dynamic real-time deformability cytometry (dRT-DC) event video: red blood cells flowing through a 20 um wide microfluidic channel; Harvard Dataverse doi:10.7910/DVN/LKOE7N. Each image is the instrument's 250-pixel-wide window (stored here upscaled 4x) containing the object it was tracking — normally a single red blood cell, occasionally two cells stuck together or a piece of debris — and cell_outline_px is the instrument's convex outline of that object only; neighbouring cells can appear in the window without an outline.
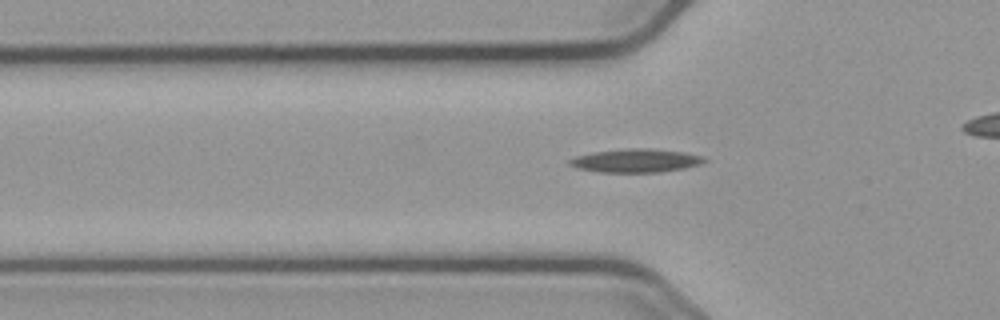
{"species": "common noctule bat (a hibernating species)", "species_latin": "Nyctalus noctula", "temperature_condition": "cold", "stored_images_in_passage": 29, "camera_frame_rate_fps": 3000, "um_per_image_px": 0.085, "animal": {"sex": "male", "body_mass_g": 23.1, "forearm_length_mm": 52.7}, "frame": {"image": 1, "passage_image": 2, "time_ms": 0.333, "image_size_px": [1000, 320], "cell_outline_px": [[708, 160], [700, 164], [684, 168], [660, 172], [600, 172], [576, 168], [568, 164], [568, 160], [576, 156], [592, 152], [628, 148], [648, 148], [684, 152], [704, 156]], "centroid_in_image_um": [54.04, 13.65], "position_along_channel_um": 71.8, "area_um2": 18.5}}
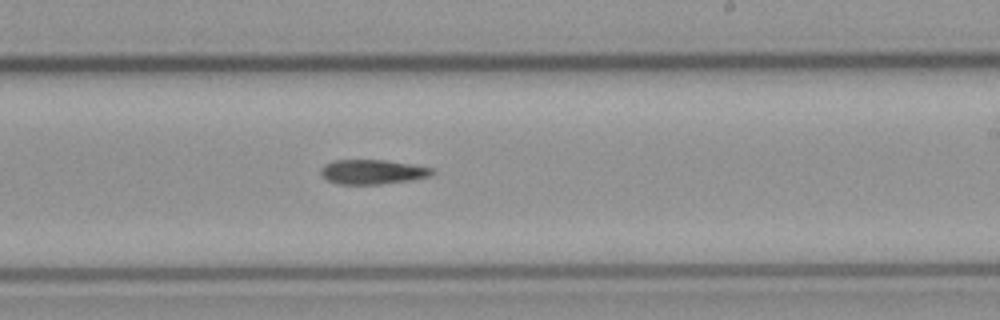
{"frame": {"image": 2, "passage_image": 17, "time_ms": 5.333, "image_size_px": [1000, 320], "cell_outline_px": [[436, 172], [428, 176], [408, 180], [380, 184], [340, 184], [328, 180], [320, 176], [320, 168], [324, 164], [332, 160], [384, 160], [412, 164], [432, 168]], "centroid_in_image_um": [31.61, 14.6], "position_along_channel_um": 257.4, "area_um2": 15.9}}
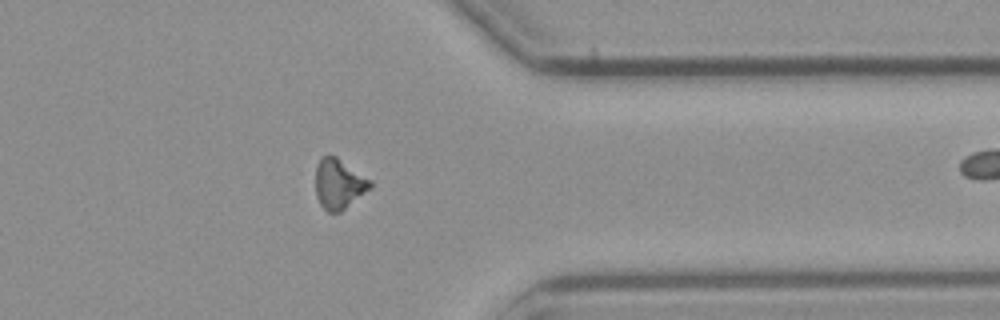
{"frame": {"image": 3, "passage_image": 28, "time_ms": 9.0, "image_size_px": [1000, 320], "cell_outline_px": [[372, 188], [340, 212], [328, 212], [320, 204], [316, 196], [316, 168], [320, 160], [324, 156], [336, 156], [372, 180]], "centroid_in_image_um": [28.83, 15.64], "position_along_channel_um": 382.6, "area_um2": 15.9}}